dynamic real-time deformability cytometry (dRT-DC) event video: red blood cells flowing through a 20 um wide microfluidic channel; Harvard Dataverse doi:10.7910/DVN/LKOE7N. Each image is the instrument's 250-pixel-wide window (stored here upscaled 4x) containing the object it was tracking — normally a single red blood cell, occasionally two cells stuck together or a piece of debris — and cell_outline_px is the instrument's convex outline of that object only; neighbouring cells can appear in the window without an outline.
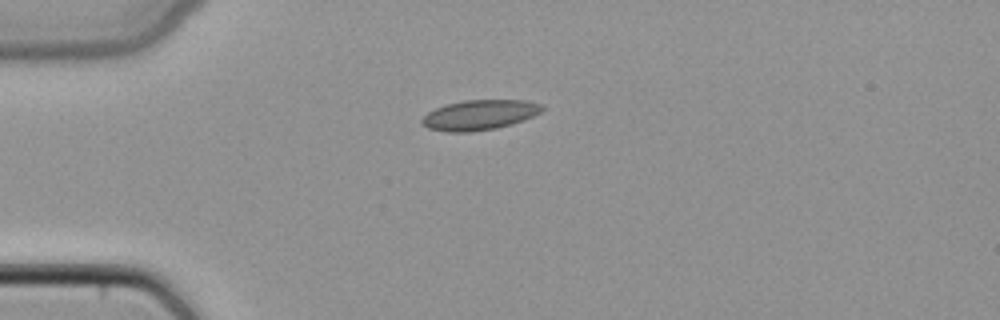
{"species": "common noctule bat (a hibernating species)", "species_latin": "Nyctalus noctula", "temperature_condition": "cold", "stored_images_in_passage": 31, "camera_frame_rate_fps": 3000, "um_per_image_px": 0.085, "animal": {"sex": "female", "body_mass_g": 22.7, "forearm_length_mm": 54.2}, "frame": {"image": 1, "passage_image": 1, "time_ms": 0.0, "image_size_px": [1000, 320], "cell_outline_px": [[544, 108], [540, 112], [524, 120], [512, 124], [496, 128], [468, 132], [448, 132], [428, 128], [420, 124], [420, 120], [428, 112], [444, 104], [464, 100], [528, 100], [544, 104]], "centroid_in_image_um": [40.76, 9.76], "position_along_channel_um": 44.2, "area_um2": 21.21}}
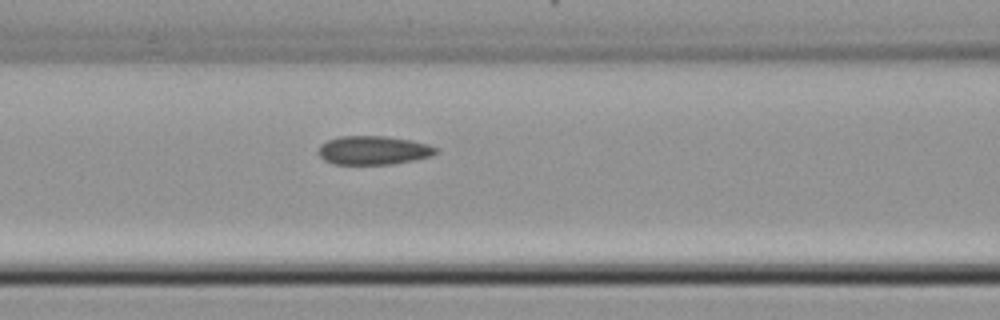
{"frame": {"image": 2, "passage_image": 9, "time_ms": 2.667, "image_size_px": [1000, 320], "cell_outline_px": [[440, 152], [428, 156], [412, 160], [392, 164], [332, 164], [324, 160], [316, 152], [320, 144], [328, 140], [340, 136], [384, 136], [412, 140], [428, 144], [440, 148]], "centroid_in_image_um": [31.73, 12.77], "position_along_channel_um": 134.9, "area_um2": 19.83}}
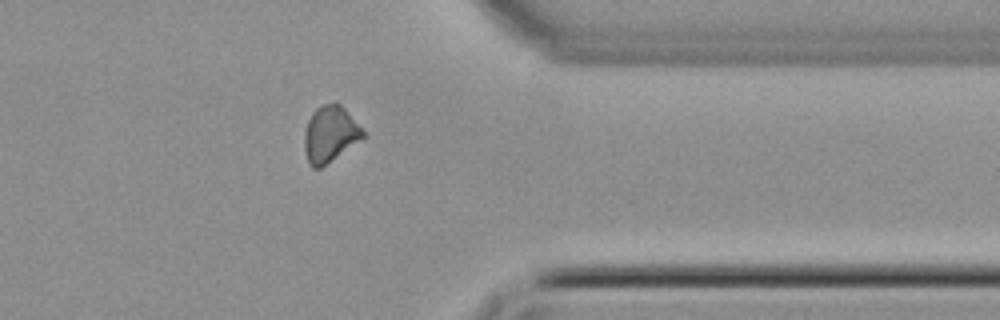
{"frame": {"image": 3, "passage_image": 27, "time_ms": 8.667, "image_size_px": [1000, 320], "cell_outline_px": [[364, 136], [320, 168], [312, 168], [308, 164], [304, 148], [304, 132], [308, 120], [312, 112], [320, 104], [332, 100], [336, 100], [344, 108], [364, 132]], "centroid_in_image_um": [27.99, 11.35], "position_along_channel_um": 383.4, "area_um2": 19.02}}